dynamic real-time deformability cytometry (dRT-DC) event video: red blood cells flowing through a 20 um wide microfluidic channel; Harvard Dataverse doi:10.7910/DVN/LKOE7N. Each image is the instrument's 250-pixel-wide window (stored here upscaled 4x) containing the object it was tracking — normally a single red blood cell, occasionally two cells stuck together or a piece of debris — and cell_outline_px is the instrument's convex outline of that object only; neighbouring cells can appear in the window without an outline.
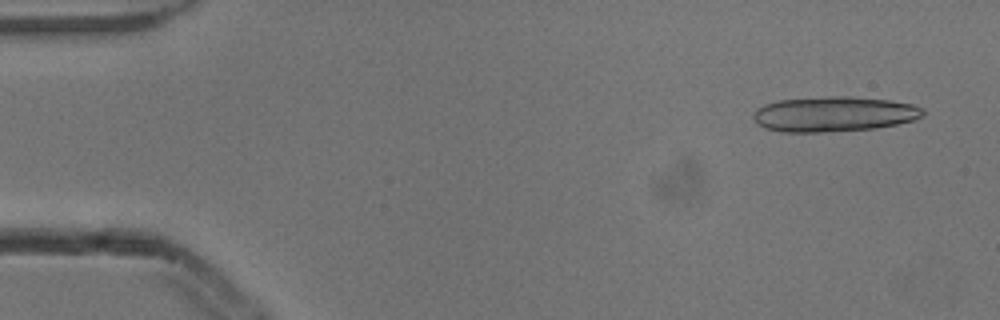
{"species": "common noctule bat (a hibernating species)", "species_latin": "Nyctalus noctula", "temperature_condition": "cold", "stored_images_in_passage": 6, "camera_frame_rate_fps": 3000, "um_per_image_px": 0.085, "animal": {"sex": "male", "body_mass_g": 13.3}, "frame": {"image": 1, "passage_image": 1, "time_ms": 0.0, "image_size_px": [1000, 320], "cell_outline_px": [[924, 116], [912, 120], [896, 124], [876, 128], [820, 132], [784, 132], [764, 128], [752, 116], [756, 108], [764, 104], [780, 100], [828, 96], [848, 96], [888, 100], [912, 104], [924, 108]], "centroid_in_image_um": [70.89, 9.69], "position_along_channel_um": 14.1, "area_um2": 34.62}}
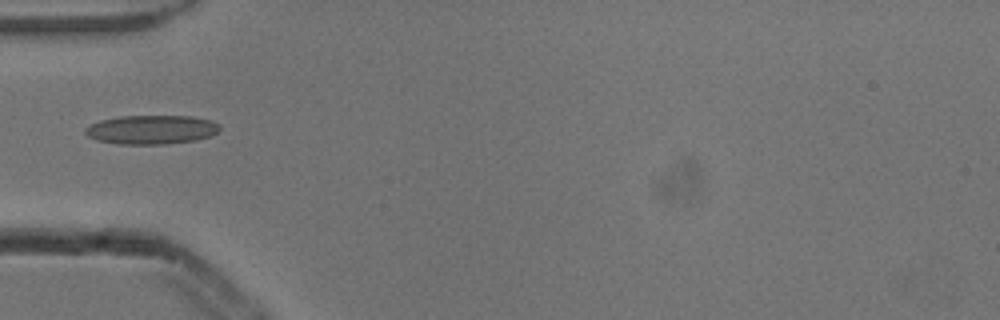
{"frame": {"image": 2, "passage_image": 5, "time_ms": 1.333, "image_size_px": [1000, 320], "cell_outline_px": [[220, 128], [212, 136], [196, 140], [164, 144], [120, 144], [96, 140], [88, 136], [84, 132], [84, 128], [100, 120], [120, 116], [192, 116], [212, 120], [220, 124]], "centroid_in_image_um": [12.89, 11.01], "position_along_channel_um": 72.1, "area_um2": 22.83}}
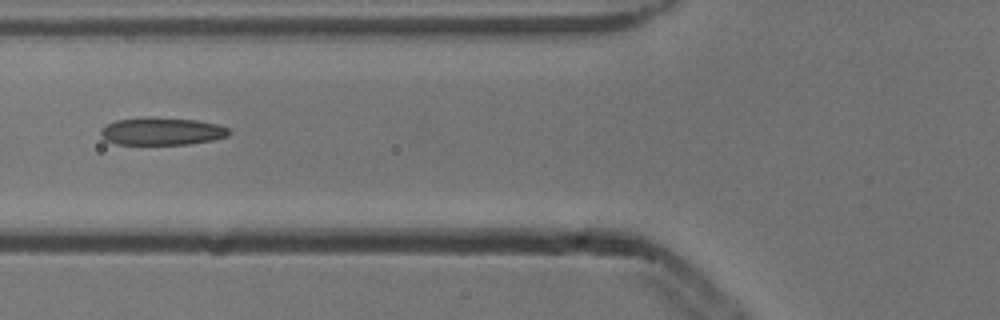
{"frame": {"image": 3, "passage_image": 6, "time_ms": 1.667, "image_size_px": [1000, 320], "cell_outline_px": [[232, 132], [228, 136], [212, 140], [188, 144], [116, 144], [104, 140], [100, 132], [100, 128], [116, 120], [144, 116], [196, 120], [220, 124], [228, 128]], "centroid_in_image_um": [13.75, 11.15], "position_along_channel_um": 112.0, "area_um2": 20.87}}